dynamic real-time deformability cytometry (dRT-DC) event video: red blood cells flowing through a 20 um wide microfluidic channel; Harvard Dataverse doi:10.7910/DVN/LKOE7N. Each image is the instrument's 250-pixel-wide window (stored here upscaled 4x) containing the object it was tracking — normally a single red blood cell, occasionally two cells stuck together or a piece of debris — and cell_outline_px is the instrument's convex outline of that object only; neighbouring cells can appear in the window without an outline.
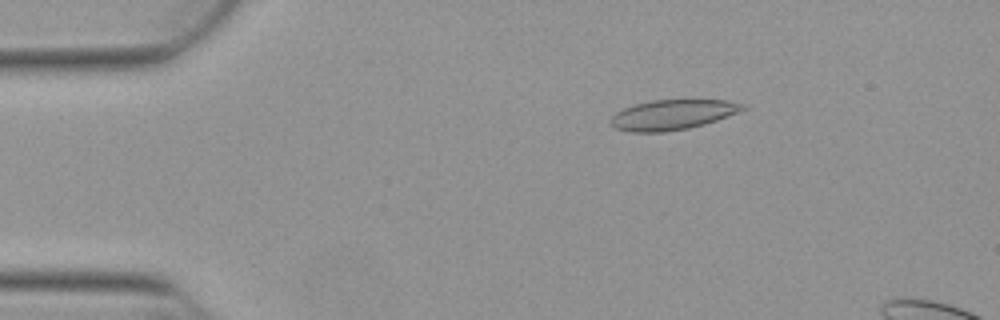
{"species": "Egyptian fruit bat (a non-hibernating species)", "species_latin": "Rousettus aegyptiacus", "temperature_condition": "warm", "stored_images_in_passage": 43, "camera_frame_rate_fps": 3000, "um_per_image_px": 0.085, "animal": {"sex": "female"}, "frame": {"image": 1, "passage_image": 9, "time_ms": 2.667, "image_size_px": [1000, 320], "cell_outline_px": [[748, 108], [716, 120], [704, 124], [688, 128], [664, 132], [628, 132], [616, 128], [608, 124], [608, 120], [616, 112], [632, 104], [652, 100], [724, 100], [744, 104]], "centroid_in_image_um": [57.09, 9.75], "position_along_channel_um": 27.9, "area_um2": 23.18}}
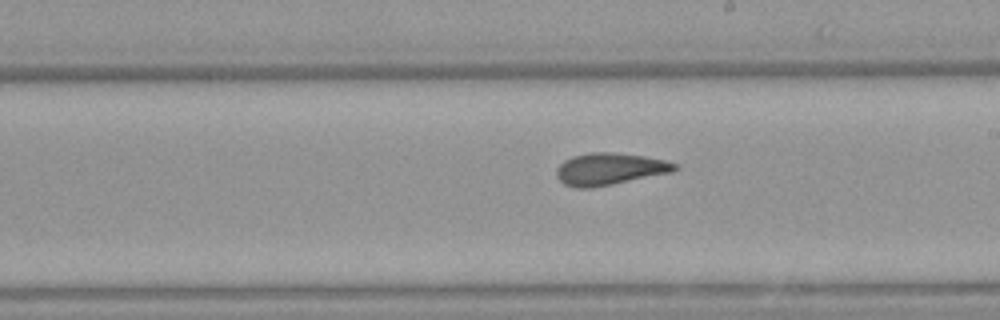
{"frame": {"image": 2, "passage_image": 30, "time_ms": 9.667, "image_size_px": [1000, 320], "cell_outline_px": [[680, 168], [672, 172], [592, 188], [572, 188], [564, 184], [556, 176], [556, 168], [564, 160], [572, 156], [592, 152], [612, 152], [644, 156], [664, 160], [680, 164]], "centroid_in_image_um": [51.81, 14.36], "position_along_channel_um": 237.2, "area_um2": 22.2}}
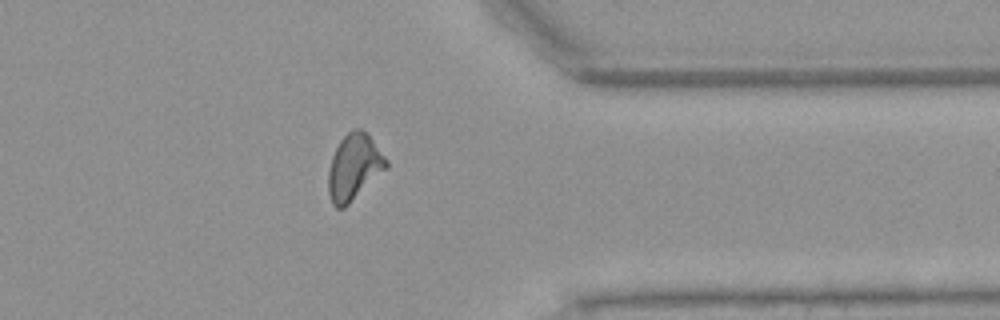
{"frame": {"image": 3, "passage_image": 42, "time_ms": 13.667, "image_size_px": [1000, 320], "cell_outline_px": [[388, 168], [344, 208], [336, 208], [332, 204], [328, 192], [328, 172], [332, 156], [340, 140], [352, 128], [360, 128], [368, 132], [388, 160]], "centroid_in_image_um": [30.11, 14.18], "position_along_channel_um": 381.3, "area_um2": 22.54}}